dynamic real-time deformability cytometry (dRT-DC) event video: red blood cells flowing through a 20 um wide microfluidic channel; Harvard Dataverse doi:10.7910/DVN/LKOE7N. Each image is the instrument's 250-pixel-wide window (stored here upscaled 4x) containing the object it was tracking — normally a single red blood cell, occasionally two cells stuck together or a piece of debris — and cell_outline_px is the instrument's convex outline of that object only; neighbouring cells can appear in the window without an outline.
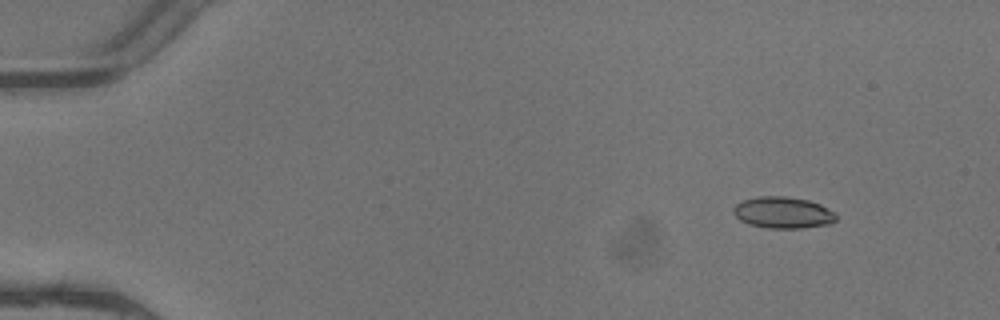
{"species": "common noctule bat (a hibernating species)", "species_latin": "Nyctalus noctula", "temperature_condition": "warm", "stored_images_in_passage": 4, "camera_frame_rate_fps": 3000, "um_per_image_px": 0.085, "animal": {"sex": "female"}, "frame": {"image": 1, "passage_image": 1, "time_ms": 0.0, "image_size_px": [1000, 320], "cell_outline_px": [[836, 220], [832, 224], [804, 228], [768, 228], [748, 224], [740, 220], [732, 212], [732, 208], [736, 204], [744, 200], [756, 196], [784, 196], [808, 200], [820, 204], [832, 212], [836, 216]], "centroid_in_image_um": [66.53, 18.07], "position_along_channel_um": 18.5, "area_um2": 18.9}}
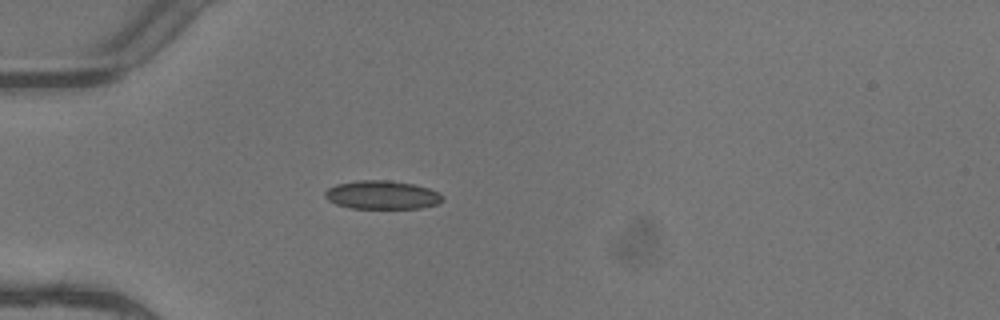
{"frame": {"image": 2, "passage_image": 4, "time_ms": 1.0, "image_size_px": [1000, 320], "cell_outline_px": [[444, 200], [436, 204], [420, 208], [352, 208], [336, 204], [328, 200], [324, 196], [324, 192], [328, 188], [336, 184], [356, 180], [388, 180], [412, 184], [428, 188], [444, 196]], "centroid_in_image_um": [32.45, 16.56], "position_along_channel_um": 52.6, "area_um2": 19.48}}